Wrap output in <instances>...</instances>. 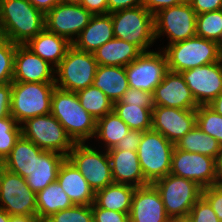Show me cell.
<instances>
[{"label":"cell","instance_id":"obj_56","mask_svg":"<svg viewBox=\"0 0 222 222\" xmlns=\"http://www.w3.org/2000/svg\"><path fill=\"white\" fill-rule=\"evenodd\" d=\"M64 3L81 4L82 0H61Z\"/></svg>","mask_w":222,"mask_h":222},{"label":"cell","instance_id":"obj_17","mask_svg":"<svg viewBox=\"0 0 222 222\" xmlns=\"http://www.w3.org/2000/svg\"><path fill=\"white\" fill-rule=\"evenodd\" d=\"M196 125V110H185L164 106L152 109V130L161 133L176 143Z\"/></svg>","mask_w":222,"mask_h":222},{"label":"cell","instance_id":"obj_54","mask_svg":"<svg viewBox=\"0 0 222 222\" xmlns=\"http://www.w3.org/2000/svg\"><path fill=\"white\" fill-rule=\"evenodd\" d=\"M168 222H191L188 216L186 217H170Z\"/></svg>","mask_w":222,"mask_h":222},{"label":"cell","instance_id":"obj_2","mask_svg":"<svg viewBox=\"0 0 222 222\" xmlns=\"http://www.w3.org/2000/svg\"><path fill=\"white\" fill-rule=\"evenodd\" d=\"M50 113L75 143H84L95 136L97 121L81 106L75 92L55 87Z\"/></svg>","mask_w":222,"mask_h":222},{"label":"cell","instance_id":"obj_36","mask_svg":"<svg viewBox=\"0 0 222 222\" xmlns=\"http://www.w3.org/2000/svg\"><path fill=\"white\" fill-rule=\"evenodd\" d=\"M22 135L21 125L10 115L0 118V165Z\"/></svg>","mask_w":222,"mask_h":222},{"label":"cell","instance_id":"obj_30","mask_svg":"<svg viewBox=\"0 0 222 222\" xmlns=\"http://www.w3.org/2000/svg\"><path fill=\"white\" fill-rule=\"evenodd\" d=\"M36 205L37 217L40 222H44L51 215L74 204L56 180L36 193Z\"/></svg>","mask_w":222,"mask_h":222},{"label":"cell","instance_id":"obj_16","mask_svg":"<svg viewBox=\"0 0 222 222\" xmlns=\"http://www.w3.org/2000/svg\"><path fill=\"white\" fill-rule=\"evenodd\" d=\"M198 105H208L222 93V60L181 72Z\"/></svg>","mask_w":222,"mask_h":222},{"label":"cell","instance_id":"obj_10","mask_svg":"<svg viewBox=\"0 0 222 222\" xmlns=\"http://www.w3.org/2000/svg\"><path fill=\"white\" fill-rule=\"evenodd\" d=\"M67 158L84 176L94 192L114 183L107 151H99L84 143H75Z\"/></svg>","mask_w":222,"mask_h":222},{"label":"cell","instance_id":"obj_25","mask_svg":"<svg viewBox=\"0 0 222 222\" xmlns=\"http://www.w3.org/2000/svg\"><path fill=\"white\" fill-rule=\"evenodd\" d=\"M72 45L66 38L49 32L46 28L30 39L25 46L56 68L65 57L68 48Z\"/></svg>","mask_w":222,"mask_h":222},{"label":"cell","instance_id":"obj_35","mask_svg":"<svg viewBox=\"0 0 222 222\" xmlns=\"http://www.w3.org/2000/svg\"><path fill=\"white\" fill-rule=\"evenodd\" d=\"M222 35V9L204 12L196 18V36L218 42Z\"/></svg>","mask_w":222,"mask_h":222},{"label":"cell","instance_id":"obj_46","mask_svg":"<svg viewBox=\"0 0 222 222\" xmlns=\"http://www.w3.org/2000/svg\"><path fill=\"white\" fill-rule=\"evenodd\" d=\"M11 83L0 84V118L10 116Z\"/></svg>","mask_w":222,"mask_h":222},{"label":"cell","instance_id":"obj_26","mask_svg":"<svg viewBox=\"0 0 222 222\" xmlns=\"http://www.w3.org/2000/svg\"><path fill=\"white\" fill-rule=\"evenodd\" d=\"M42 152L41 148L21 135L1 166L12 173L26 178L33 170L35 157Z\"/></svg>","mask_w":222,"mask_h":222},{"label":"cell","instance_id":"obj_12","mask_svg":"<svg viewBox=\"0 0 222 222\" xmlns=\"http://www.w3.org/2000/svg\"><path fill=\"white\" fill-rule=\"evenodd\" d=\"M0 208L9 215H37L36 193L22 176L0 165Z\"/></svg>","mask_w":222,"mask_h":222},{"label":"cell","instance_id":"obj_34","mask_svg":"<svg viewBox=\"0 0 222 222\" xmlns=\"http://www.w3.org/2000/svg\"><path fill=\"white\" fill-rule=\"evenodd\" d=\"M81 106L97 121L113 111V103L93 85L76 92Z\"/></svg>","mask_w":222,"mask_h":222},{"label":"cell","instance_id":"obj_4","mask_svg":"<svg viewBox=\"0 0 222 222\" xmlns=\"http://www.w3.org/2000/svg\"><path fill=\"white\" fill-rule=\"evenodd\" d=\"M55 83H11L10 115L20 125L27 119L51 112Z\"/></svg>","mask_w":222,"mask_h":222},{"label":"cell","instance_id":"obj_13","mask_svg":"<svg viewBox=\"0 0 222 222\" xmlns=\"http://www.w3.org/2000/svg\"><path fill=\"white\" fill-rule=\"evenodd\" d=\"M129 88L154 93L169 71L163 50L142 52L134 61L125 66Z\"/></svg>","mask_w":222,"mask_h":222},{"label":"cell","instance_id":"obj_32","mask_svg":"<svg viewBox=\"0 0 222 222\" xmlns=\"http://www.w3.org/2000/svg\"><path fill=\"white\" fill-rule=\"evenodd\" d=\"M131 129L128 125L113 111L97 120L96 133L94 138H98L106 145L105 151L110 150L118 144V142Z\"/></svg>","mask_w":222,"mask_h":222},{"label":"cell","instance_id":"obj_14","mask_svg":"<svg viewBox=\"0 0 222 222\" xmlns=\"http://www.w3.org/2000/svg\"><path fill=\"white\" fill-rule=\"evenodd\" d=\"M93 14L80 4L60 2L45 15V28L70 43L89 24Z\"/></svg>","mask_w":222,"mask_h":222},{"label":"cell","instance_id":"obj_7","mask_svg":"<svg viewBox=\"0 0 222 222\" xmlns=\"http://www.w3.org/2000/svg\"><path fill=\"white\" fill-rule=\"evenodd\" d=\"M174 147V143L157 131L151 129L142 132L137 154L143 176L149 184L170 173Z\"/></svg>","mask_w":222,"mask_h":222},{"label":"cell","instance_id":"obj_50","mask_svg":"<svg viewBox=\"0 0 222 222\" xmlns=\"http://www.w3.org/2000/svg\"><path fill=\"white\" fill-rule=\"evenodd\" d=\"M35 8L43 12L45 15L61 0H28Z\"/></svg>","mask_w":222,"mask_h":222},{"label":"cell","instance_id":"obj_23","mask_svg":"<svg viewBox=\"0 0 222 222\" xmlns=\"http://www.w3.org/2000/svg\"><path fill=\"white\" fill-rule=\"evenodd\" d=\"M113 38L115 36L111 14H98L92 16L89 24L76 37L72 45L79 50L94 53Z\"/></svg>","mask_w":222,"mask_h":222},{"label":"cell","instance_id":"obj_38","mask_svg":"<svg viewBox=\"0 0 222 222\" xmlns=\"http://www.w3.org/2000/svg\"><path fill=\"white\" fill-rule=\"evenodd\" d=\"M17 45L0 36V84L13 82L14 56Z\"/></svg>","mask_w":222,"mask_h":222},{"label":"cell","instance_id":"obj_5","mask_svg":"<svg viewBox=\"0 0 222 222\" xmlns=\"http://www.w3.org/2000/svg\"><path fill=\"white\" fill-rule=\"evenodd\" d=\"M114 36L147 52L155 42L154 15L143 5L110 13Z\"/></svg>","mask_w":222,"mask_h":222},{"label":"cell","instance_id":"obj_45","mask_svg":"<svg viewBox=\"0 0 222 222\" xmlns=\"http://www.w3.org/2000/svg\"><path fill=\"white\" fill-rule=\"evenodd\" d=\"M188 2L197 15L222 9V0H188Z\"/></svg>","mask_w":222,"mask_h":222},{"label":"cell","instance_id":"obj_20","mask_svg":"<svg viewBox=\"0 0 222 222\" xmlns=\"http://www.w3.org/2000/svg\"><path fill=\"white\" fill-rule=\"evenodd\" d=\"M169 218L161 195L153 184L135 189L129 222H168Z\"/></svg>","mask_w":222,"mask_h":222},{"label":"cell","instance_id":"obj_19","mask_svg":"<svg viewBox=\"0 0 222 222\" xmlns=\"http://www.w3.org/2000/svg\"><path fill=\"white\" fill-rule=\"evenodd\" d=\"M55 68L30 51L17 45L14 56L13 82L55 83Z\"/></svg>","mask_w":222,"mask_h":222},{"label":"cell","instance_id":"obj_48","mask_svg":"<svg viewBox=\"0 0 222 222\" xmlns=\"http://www.w3.org/2000/svg\"><path fill=\"white\" fill-rule=\"evenodd\" d=\"M80 5L93 15L108 14L107 0H82Z\"/></svg>","mask_w":222,"mask_h":222},{"label":"cell","instance_id":"obj_24","mask_svg":"<svg viewBox=\"0 0 222 222\" xmlns=\"http://www.w3.org/2000/svg\"><path fill=\"white\" fill-rule=\"evenodd\" d=\"M65 158L66 156L53 151H43L35 157L33 170L25 178L29 188L37 193L56 181Z\"/></svg>","mask_w":222,"mask_h":222},{"label":"cell","instance_id":"obj_18","mask_svg":"<svg viewBox=\"0 0 222 222\" xmlns=\"http://www.w3.org/2000/svg\"><path fill=\"white\" fill-rule=\"evenodd\" d=\"M154 106L196 110V103L181 73L168 71L153 93Z\"/></svg>","mask_w":222,"mask_h":222},{"label":"cell","instance_id":"obj_49","mask_svg":"<svg viewBox=\"0 0 222 222\" xmlns=\"http://www.w3.org/2000/svg\"><path fill=\"white\" fill-rule=\"evenodd\" d=\"M108 13L143 5V0H107Z\"/></svg>","mask_w":222,"mask_h":222},{"label":"cell","instance_id":"obj_44","mask_svg":"<svg viewBox=\"0 0 222 222\" xmlns=\"http://www.w3.org/2000/svg\"><path fill=\"white\" fill-rule=\"evenodd\" d=\"M142 139V132L139 130L131 129L126 135L118 142L116 149L137 151L138 146Z\"/></svg>","mask_w":222,"mask_h":222},{"label":"cell","instance_id":"obj_22","mask_svg":"<svg viewBox=\"0 0 222 222\" xmlns=\"http://www.w3.org/2000/svg\"><path fill=\"white\" fill-rule=\"evenodd\" d=\"M58 183L75 205H92L95 192L75 165L66 157L57 177Z\"/></svg>","mask_w":222,"mask_h":222},{"label":"cell","instance_id":"obj_9","mask_svg":"<svg viewBox=\"0 0 222 222\" xmlns=\"http://www.w3.org/2000/svg\"><path fill=\"white\" fill-rule=\"evenodd\" d=\"M159 191L169 217H186L202 196V187L196 182L171 173L153 183Z\"/></svg>","mask_w":222,"mask_h":222},{"label":"cell","instance_id":"obj_55","mask_svg":"<svg viewBox=\"0 0 222 222\" xmlns=\"http://www.w3.org/2000/svg\"><path fill=\"white\" fill-rule=\"evenodd\" d=\"M9 219L10 215L5 210L0 208V222H9Z\"/></svg>","mask_w":222,"mask_h":222},{"label":"cell","instance_id":"obj_28","mask_svg":"<svg viewBox=\"0 0 222 222\" xmlns=\"http://www.w3.org/2000/svg\"><path fill=\"white\" fill-rule=\"evenodd\" d=\"M92 85L100 89L112 103L120 101L129 88L125 67L99 65Z\"/></svg>","mask_w":222,"mask_h":222},{"label":"cell","instance_id":"obj_43","mask_svg":"<svg viewBox=\"0 0 222 222\" xmlns=\"http://www.w3.org/2000/svg\"><path fill=\"white\" fill-rule=\"evenodd\" d=\"M202 196L209 202L216 216L222 222V187L211 185L203 188Z\"/></svg>","mask_w":222,"mask_h":222},{"label":"cell","instance_id":"obj_52","mask_svg":"<svg viewBox=\"0 0 222 222\" xmlns=\"http://www.w3.org/2000/svg\"><path fill=\"white\" fill-rule=\"evenodd\" d=\"M9 222H40L37 215H10Z\"/></svg>","mask_w":222,"mask_h":222},{"label":"cell","instance_id":"obj_6","mask_svg":"<svg viewBox=\"0 0 222 222\" xmlns=\"http://www.w3.org/2000/svg\"><path fill=\"white\" fill-rule=\"evenodd\" d=\"M98 64L94 54L71 45L65 57L55 68V86L59 89L78 92L93 84Z\"/></svg>","mask_w":222,"mask_h":222},{"label":"cell","instance_id":"obj_29","mask_svg":"<svg viewBox=\"0 0 222 222\" xmlns=\"http://www.w3.org/2000/svg\"><path fill=\"white\" fill-rule=\"evenodd\" d=\"M135 187L112 183L95 192L94 204L97 207L130 213Z\"/></svg>","mask_w":222,"mask_h":222},{"label":"cell","instance_id":"obj_57","mask_svg":"<svg viewBox=\"0 0 222 222\" xmlns=\"http://www.w3.org/2000/svg\"><path fill=\"white\" fill-rule=\"evenodd\" d=\"M217 46H218L219 53L222 57V35H221L220 39L217 42Z\"/></svg>","mask_w":222,"mask_h":222},{"label":"cell","instance_id":"obj_42","mask_svg":"<svg viewBox=\"0 0 222 222\" xmlns=\"http://www.w3.org/2000/svg\"><path fill=\"white\" fill-rule=\"evenodd\" d=\"M93 222H129V214L91 205Z\"/></svg>","mask_w":222,"mask_h":222},{"label":"cell","instance_id":"obj_31","mask_svg":"<svg viewBox=\"0 0 222 222\" xmlns=\"http://www.w3.org/2000/svg\"><path fill=\"white\" fill-rule=\"evenodd\" d=\"M174 146L179 150L199 153L215 160L222 150V145L215 138L204 133L197 125L176 141Z\"/></svg>","mask_w":222,"mask_h":222},{"label":"cell","instance_id":"obj_8","mask_svg":"<svg viewBox=\"0 0 222 222\" xmlns=\"http://www.w3.org/2000/svg\"><path fill=\"white\" fill-rule=\"evenodd\" d=\"M22 124V135L43 151H53L67 157L75 144L51 113L29 118Z\"/></svg>","mask_w":222,"mask_h":222},{"label":"cell","instance_id":"obj_40","mask_svg":"<svg viewBox=\"0 0 222 222\" xmlns=\"http://www.w3.org/2000/svg\"><path fill=\"white\" fill-rule=\"evenodd\" d=\"M188 217L191 222H221L203 196L191 208Z\"/></svg>","mask_w":222,"mask_h":222},{"label":"cell","instance_id":"obj_33","mask_svg":"<svg viewBox=\"0 0 222 222\" xmlns=\"http://www.w3.org/2000/svg\"><path fill=\"white\" fill-rule=\"evenodd\" d=\"M152 109L138 107L134 104H125L123 102L113 103V112L117 114L130 129L141 132L151 130L152 128Z\"/></svg>","mask_w":222,"mask_h":222},{"label":"cell","instance_id":"obj_1","mask_svg":"<svg viewBox=\"0 0 222 222\" xmlns=\"http://www.w3.org/2000/svg\"><path fill=\"white\" fill-rule=\"evenodd\" d=\"M45 29V14L28 0H0V36L25 45Z\"/></svg>","mask_w":222,"mask_h":222},{"label":"cell","instance_id":"obj_11","mask_svg":"<svg viewBox=\"0 0 222 222\" xmlns=\"http://www.w3.org/2000/svg\"><path fill=\"white\" fill-rule=\"evenodd\" d=\"M197 14L189 2L161 9L154 14L155 40L166 35L168 44L196 36Z\"/></svg>","mask_w":222,"mask_h":222},{"label":"cell","instance_id":"obj_27","mask_svg":"<svg viewBox=\"0 0 222 222\" xmlns=\"http://www.w3.org/2000/svg\"><path fill=\"white\" fill-rule=\"evenodd\" d=\"M142 52L133 44L113 38L99 47L93 54L98 66H127Z\"/></svg>","mask_w":222,"mask_h":222},{"label":"cell","instance_id":"obj_21","mask_svg":"<svg viewBox=\"0 0 222 222\" xmlns=\"http://www.w3.org/2000/svg\"><path fill=\"white\" fill-rule=\"evenodd\" d=\"M111 163L114 183L126 184L135 188L146 186L137 151L119 150L115 147L107 150Z\"/></svg>","mask_w":222,"mask_h":222},{"label":"cell","instance_id":"obj_51","mask_svg":"<svg viewBox=\"0 0 222 222\" xmlns=\"http://www.w3.org/2000/svg\"><path fill=\"white\" fill-rule=\"evenodd\" d=\"M215 185L222 187V150L215 160Z\"/></svg>","mask_w":222,"mask_h":222},{"label":"cell","instance_id":"obj_37","mask_svg":"<svg viewBox=\"0 0 222 222\" xmlns=\"http://www.w3.org/2000/svg\"><path fill=\"white\" fill-rule=\"evenodd\" d=\"M196 125L222 145V116L208 105H199L196 109Z\"/></svg>","mask_w":222,"mask_h":222},{"label":"cell","instance_id":"obj_47","mask_svg":"<svg viewBox=\"0 0 222 222\" xmlns=\"http://www.w3.org/2000/svg\"><path fill=\"white\" fill-rule=\"evenodd\" d=\"M184 2H188V0H143V6L152 15H154L161 9L175 6Z\"/></svg>","mask_w":222,"mask_h":222},{"label":"cell","instance_id":"obj_15","mask_svg":"<svg viewBox=\"0 0 222 222\" xmlns=\"http://www.w3.org/2000/svg\"><path fill=\"white\" fill-rule=\"evenodd\" d=\"M170 173L192 180L200 187L206 188L215 185V159L174 147Z\"/></svg>","mask_w":222,"mask_h":222},{"label":"cell","instance_id":"obj_3","mask_svg":"<svg viewBox=\"0 0 222 222\" xmlns=\"http://www.w3.org/2000/svg\"><path fill=\"white\" fill-rule=\"evenodd\" d=\"M162 50L168 70L177 73L222 60L217 42L198 36L167 45Z\"/></svg>","mask_w":222,"mask_h":222},{"label":"cell","instance_id":"obj_53","mask_svg":"<svg viewBox=\"0 0 222 222\" xmlns=\"http://www.w3.org/2000/svg\"><path fill=\"white\" fill-rule=\"evenodd\" d=\"M208 106L222 116V93L213 99Z\"/></svg>","mask_w":222,"mask_h":222},{"label":"cell","instance_id":"obj_41","mask_svg":"<svg viewBox=\"0 0 222 222\" xmlns=\"http://www.w3.org/2000/svg\"><path fill=\"white\" fill-rule=\"evenodd\" d=\"M125 104H134L143 108H154L153 93L135 88H128L123 94L120 101Z\"/></svg>","mask_w":222,"mask_h":222},{"label":"cell","instance_id":"obj_39","mask_svg":"<svg viewBox=\"0 0 222 222\" xmlns=\"http://www.w3.org/2000/svg\"><path fill=\"white\" fill-rule=\"evenodd\" d=\"M44 222H93L91 205H73L70 208L61 210Z\"/></svg>","mask_w":222,"mask_h":222}]
</instances>
